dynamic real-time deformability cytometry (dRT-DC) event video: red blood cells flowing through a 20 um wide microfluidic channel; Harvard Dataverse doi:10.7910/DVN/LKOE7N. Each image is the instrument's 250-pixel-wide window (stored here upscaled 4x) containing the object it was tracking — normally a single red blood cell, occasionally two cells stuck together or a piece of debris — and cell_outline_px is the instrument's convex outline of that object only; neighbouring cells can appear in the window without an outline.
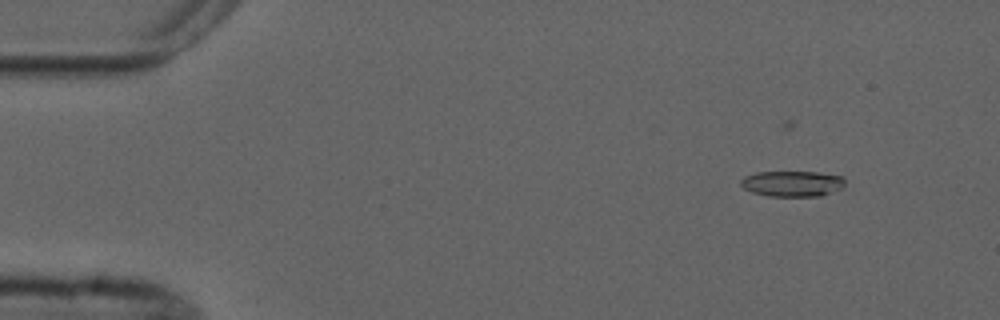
{"species": "common noctule bat (a hibernating species)", "species_latin": "Nyctalus noctula", "temperature_condition": "cold", "stored_images_in_passage": 7, "camera_frame_rate_fps": 3000, "um_per_image_px": 0.085, "animal": {"sex": "male", "forearm_length_mm": 52.5}, "frame": {"image": 1, "passage_image": 3, "time_ms": 2.333, "image_size_px": [1000, 320], "cell_outline_px": [[844, 184], [840, 188], [820, 196], [768, 196], [752, 192], [744, 188], [740, 184], [740, 180], [744, 176], [756, 172], [816, 172], [844, 176]], "centroid_in_image_um": [67.31, 15.6], "position_along_channel_um": 17.7, "area_um2": 15.55}}
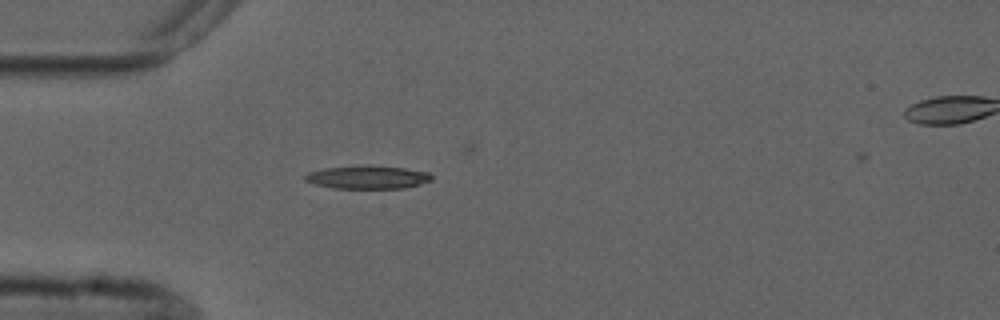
{"frame": {"image": 2, "passage_image": 6, "time_ms": 5.667, "image_size_px": [1000, 320], "cell_outline_px": [[432, 180], [420, 184], [404, 188], [336, 188], [316, 184], [304, 180], [304, 176], [308, 172], [324, 168], [364, 164], [368, 164], [404, 168], [428, 172], [432, 176]], "centroid_in_image_um": [31.25, 15.04], "position_along_channel_um": 53.8, "area_um2": 17.22}}